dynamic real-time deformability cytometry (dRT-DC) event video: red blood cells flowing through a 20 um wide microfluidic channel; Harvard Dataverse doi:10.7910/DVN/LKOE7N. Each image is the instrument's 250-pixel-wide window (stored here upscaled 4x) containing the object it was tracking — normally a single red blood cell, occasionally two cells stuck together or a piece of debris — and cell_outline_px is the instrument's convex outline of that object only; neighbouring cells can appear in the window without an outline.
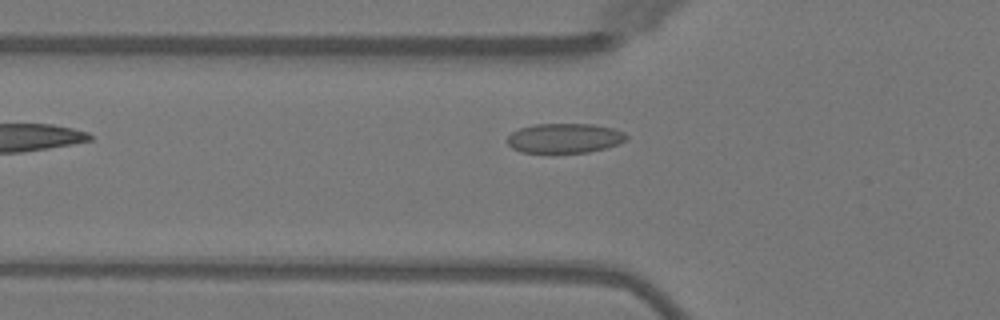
{"species": "Egyptian fruit bat (a non-hibernating species)", "species_latin": "Rousettus aegyptiacus", "temperature_condition": "warm", "stored_images_in_passage": 2, "camera_frame_rate_fps": 3000, "um_per_image_px": 0.085, "animal": {"sex": "female"}, "frame": {"image": 1, "passage_image": 2, "time_ms": 1.333, "image_size_px": [1000, 320], "cell_outline_px": [[628, 136], [624, 140], [616, 144], [604, 148], [588, 152], [520, 152], [512, 148], [508, 144], [508, 136], [512, 132], [520, 128], [536, 124], [592, 124], [612, 128], [624, 132]], "centroid_in_image_um": [47.96, 11.74], "position_along_channel_um": 77.8, "area_um2": 20.29}}